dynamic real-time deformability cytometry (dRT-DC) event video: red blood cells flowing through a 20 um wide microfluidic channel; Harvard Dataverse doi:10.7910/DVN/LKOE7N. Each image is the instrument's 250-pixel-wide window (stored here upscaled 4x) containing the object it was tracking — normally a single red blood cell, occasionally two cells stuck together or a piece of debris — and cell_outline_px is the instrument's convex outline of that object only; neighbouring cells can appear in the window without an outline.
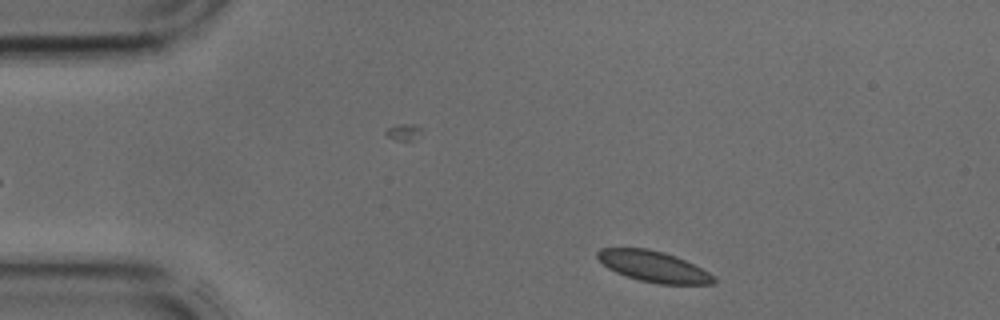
{"species": "common noctule bat (a hibernating species)", "species_latin": "Nyctalus noctula", "temperature_condition": "cold", "stored_images_in_passage": 37, "camera_frame_rate_fps": 3000, "um_per_image_px": 0.085, "animal": {"sex": "male", "body_mass_g": 17.9, "forearm_length_mm": 54.2}, "frame": {"image": 1, "passage_image": 2, "time_ms": 0.333, "image_size_px": [1000, 320], "cell_outline_px": [[716, 284], [660, 284], [640, 280], [624, 276], [608, 268], [596, 256], [596, 252], [600, 248], [648, 248], [664, 252], [676, 256], [708, 272], [716, 280]], "centroid_in_image_um": [55.52, 22.65], "position_along_channel_um": 29.5, "area_um2": 20.81}}
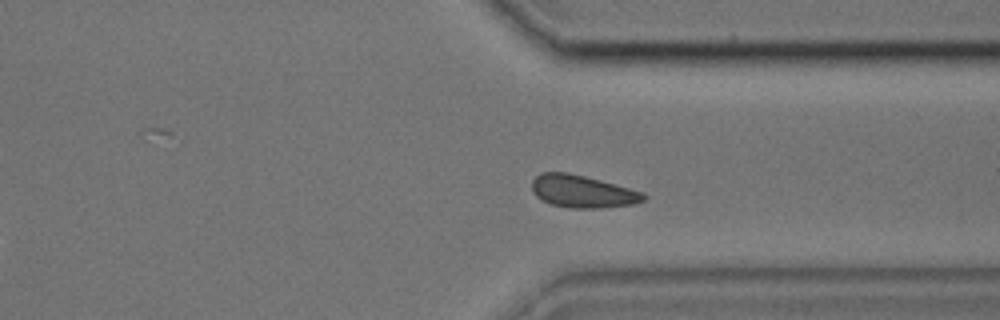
{"frame": {"image": 2, "passage_image": 27, "time_ms": 8.667, "image_size_px": [1000, 320], "cell_outline_px": [[648, 196], [644, 200], [636, 204], [604, 208], [572, 208], [552, 204], [540, 200], [532, 192], [532, 180], [540, 172], [568, 172], [600, 180], [644, 192]], "centroid_in_image_um": [49.52, 16.28], "position_along_channel_um": 361.9, "area_um2": 21.33}}
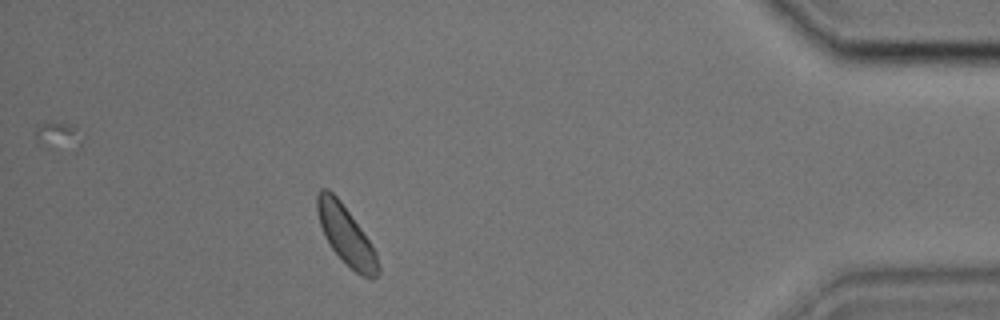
{"frame": {"image": 3, "passage_image": 33, "time_ms": 10.667, "image_size_px": [1000, 320], "cell_outline_px": [[380, 272], [372, 280], [360, 276], [332, 248], [324, 236], [320, 224], [316, 208], [316, 196], [320, 188], [328, 188], [340, 200], [372, 244], [376, 252], [380, 268]], "centroid_in_image_um": [29.42, 19.99], "position_along_channel_um": 405.8, "area_um2": 20.69}}